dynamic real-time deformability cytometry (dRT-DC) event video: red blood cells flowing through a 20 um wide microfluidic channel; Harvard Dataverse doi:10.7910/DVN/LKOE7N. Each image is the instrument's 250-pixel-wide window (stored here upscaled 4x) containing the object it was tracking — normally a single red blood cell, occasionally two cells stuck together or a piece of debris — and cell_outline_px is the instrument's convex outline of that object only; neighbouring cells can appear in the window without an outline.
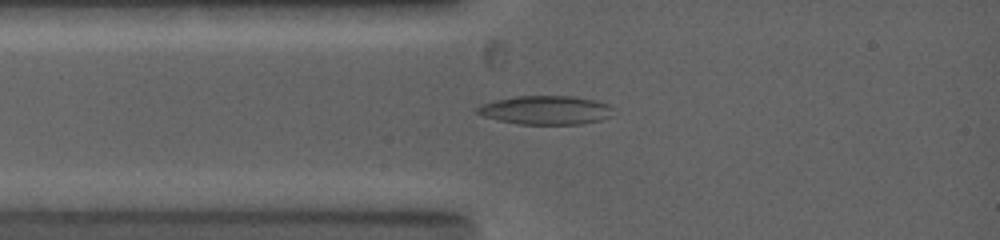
{"species": "common noctule bat (a hibernating species)", "species_latin": "Nyctalus noctula", "temperature_condition": "warm", "stored_images_in_passage": 37, "camera_frame_rate_fps": 5000, "um_per_image_px": 0.085, "animal": {"sex": "female", "body_mass_g": 19.0, "forearm_length_mm": 53.3}, "frame": {"image": 1, "passage_image": 5, "time_ms": 1.6, "image_size_px": [1000, 240], "cell_outline_px": [[612, 108], [608, 116], [600, 120], [580, 124], [520, 124], [500, 120], [484, 116], [476, 112], [476, 108], [484, 104], [496, 100], [516, 96], [572, 96], [596, 100], [608, 104]], "centroid_in_image_um": [46.39, 9.35], "position_along_channel_um": 38.6, "area_um2": 22.43}}
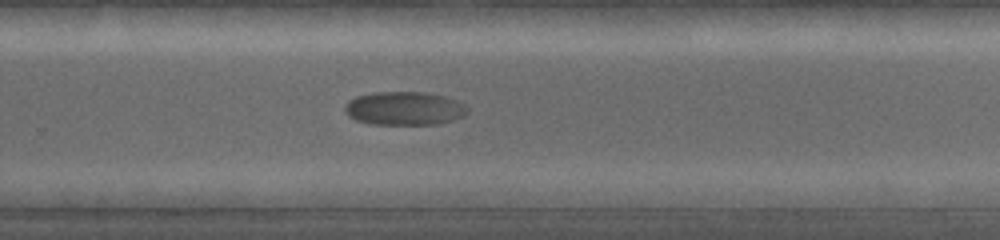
{"frame": {"image": 2, "passage_image": 19, "time_ms": 8.4, "image_size_px": [1000, 240], "cell_outline_px": [[468, 112], [464, 116], [452, 120], [436, 124], [372, 124], [356, 120], [348, 116], [344, 108], [348, 100], [356, 96], [372, 92], [424, 92], [448, 96], [464, 104], [468, 108]], "centroid_in_image_um": [34.38, 9.2], "position_along_channel_um": 295.4, "area_um2": 24.1}}
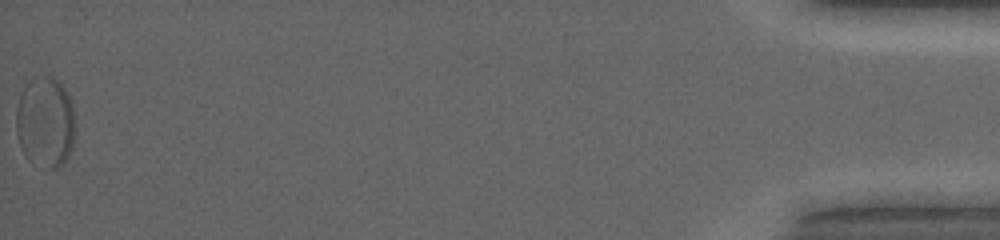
{"frame": {"image": 3, "passage_image": 37, "time_ms": 16.2, "image_size_px": [1000, 240], "cell_outline_px": [[72, 148], [68, 156], [60, 168], [48, 168], [24, 152], [20, 144], [16, 132], [16, 108], [24, 84], [28, 80], [44, 76], [52, 76], [60, 80], [68, 92], [72, 104]], "centroid_in_image_um": [3.84, 10.29], "position_along_channel_um": 431.4, "area_um2": 30.69}, "authors_computed_cell_mechanics": {"area_um2": 24.1026, "velocity_mm_per_s": 3.8002, "shape_relaxation_time_tau1_ms": 8.1851, "shape_relaxation_time_tau2_ms": null, "deformation_change_tau1": 0.1385, "deformation_change_tau2": null}}